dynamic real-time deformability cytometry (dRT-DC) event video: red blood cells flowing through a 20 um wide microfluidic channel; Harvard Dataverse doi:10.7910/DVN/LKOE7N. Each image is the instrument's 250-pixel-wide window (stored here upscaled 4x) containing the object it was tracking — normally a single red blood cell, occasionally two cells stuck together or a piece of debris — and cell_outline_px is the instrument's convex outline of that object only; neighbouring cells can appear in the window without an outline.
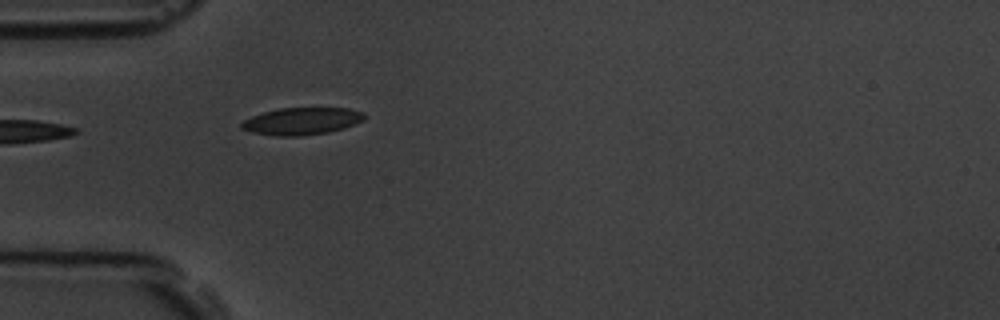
{"species": "common noctule bat (a hibernating species)", "species_latin": "Nyctalus noctula", "temperature_condition": "room temperature", "stored_images_in_passage": 2, "camera_frame_rate_fps": 3000, "um_per_image_px": 0.085, "animal": {"sex": "male", "body_mass_g": 19.5, "forearm_length_mm": 54.6}, "frame": {"image": 1, "passage_image": 2, "time_ms": 1.0, "image_size_px": [1000, 320], "cell_outline_px": [[368, 116], [364, 120], [344, 128], [328, 132], [300, 136], [276, 136], [252, 132], [240, 128], [240, 124], [244, 120], [252, 116], [264, 112], [280, 108], [348, 108], [364, 112]], "centroid_in_image_um": [25.68, 10.29], "position_along_channel_um": 59.3, "area_um2": 19.54}}